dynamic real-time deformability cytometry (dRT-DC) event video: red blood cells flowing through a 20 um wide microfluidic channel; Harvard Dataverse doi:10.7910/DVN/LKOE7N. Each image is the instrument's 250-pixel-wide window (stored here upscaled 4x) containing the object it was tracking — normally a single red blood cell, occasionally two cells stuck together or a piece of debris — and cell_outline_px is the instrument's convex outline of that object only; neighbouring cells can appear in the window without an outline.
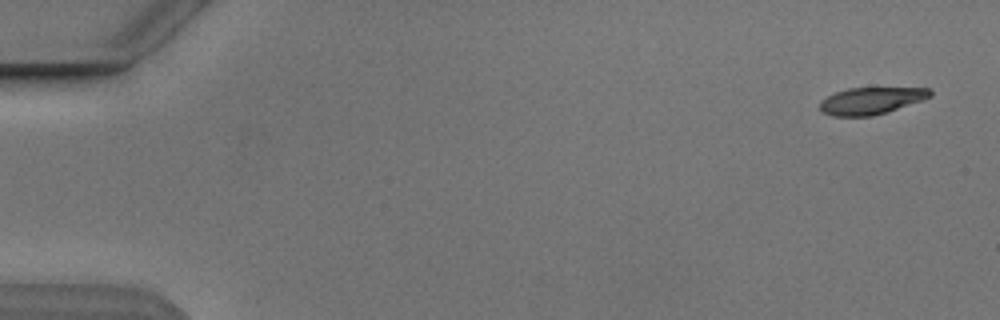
{"species": "Egyptian fruit bat (a non-hibernating species)", "species_latin": "Rousettus aegyptiacus", "temperature_condition": "cold", "stored_images_in_passage": 6, "segment_of_instrument_passage": [1, 2], "camera_frame_rate_fps": 3000, "um_per_image_px": 0.085, "animal": {"sex": "male"}, "frame": {"image": 1, "passage_image": 1, "time_ms": 0.0, "image_size_px": [1000, 320], "cell_outline_px": [[932, 96], [924, 100], [888, 112], [872, 116], [832, 116], [824, 112], [820, 108], [820, 100], [836, 92], [848, 88], [928, 88], [932, 92]], "centroid_in_image_um": [74.07, 8.56], "position_along_channel_um": 10.9, "area_um2": 17.34}}
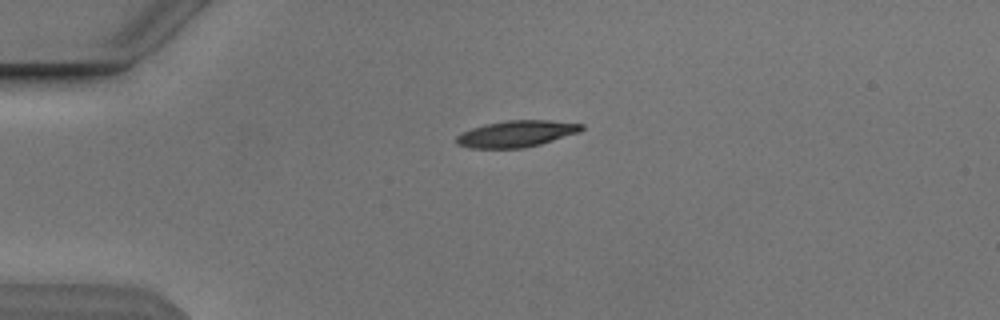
{"frame": {"image": 2, "passage_image": 4, "time_ms": 3.667, "image_size_px": [1000, 320], "cell_outline_px": [[584, 128], [580, 132], [540, 144], [520, 148], [468, 148], [456, 144], [456, 136], [460, 132], [484, 124], [508, 120], [552, 120], [584, 124]], "centroid_in_image_um": [43.88, 11.36], "position_along_channel_um": 41.1, "area_um2": 19.42}}